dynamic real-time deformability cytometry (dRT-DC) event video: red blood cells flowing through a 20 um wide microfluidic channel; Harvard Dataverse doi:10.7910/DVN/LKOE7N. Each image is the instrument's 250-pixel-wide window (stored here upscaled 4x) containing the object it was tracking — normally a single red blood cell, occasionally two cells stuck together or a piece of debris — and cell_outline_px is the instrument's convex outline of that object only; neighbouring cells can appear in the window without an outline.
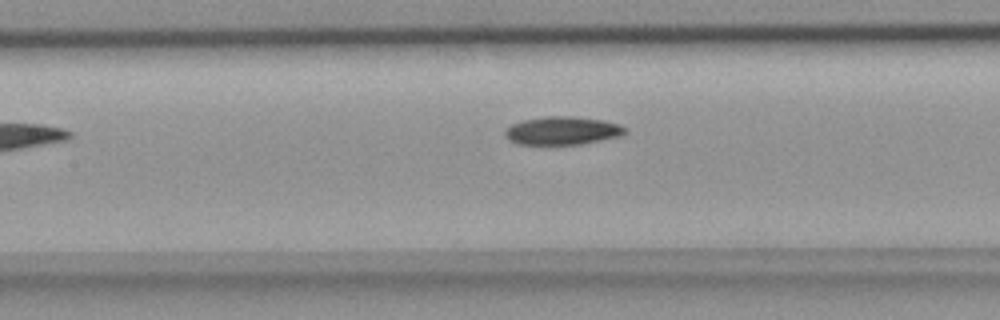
{"species": "common noctule bat (a hibernating species)", "species_latin": "Nyctalus noctula", "temperature_condition": "room temperature", "stored_images_in_passage": 30, "camera_frame_rate_fps": 3000, "um_per_image_px": 0.085, "animal": {"sex": "female", "body_mass_g": 18.4}, "frame": {"image": 1, "passage_image": 8, "time_ms": 2.333, "image_size_px": [1000, 320], "cell_outline_px": [[628, 132], [620, 136], [580, 144], [516, 144], [508, 140], [504, 136], [504, 132], [512, 124], [520, 120], [544, 116], [572, 116], [604, 120], [620, 124], [628, 128]], "centroid_in_image_um": [47.81, 11.09], "position_along_channel_um": 159.6, "area_um2": 19.94}}
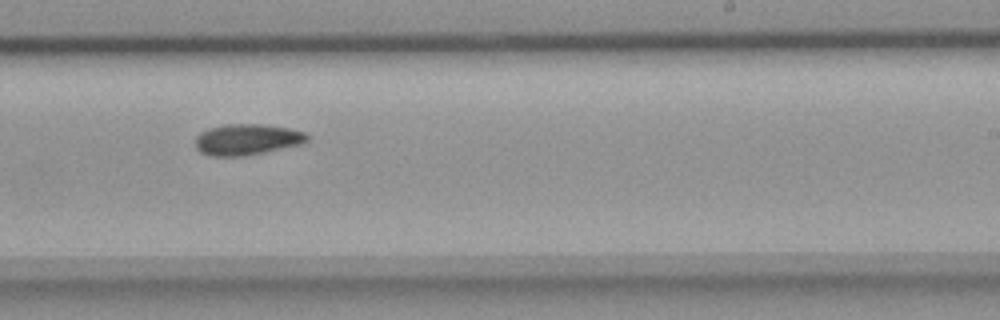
{"frame": {"image": 2, "passage_image": 16, "time_ms": 5.0, "image_size_px": [1000, 320], "cell_outline_px": [[308, 140], [300, 144], [248, 156], [212, 156], [200, 152], [196, 148], [196, 136], [200, 132], [208, 128], [228, 124], [260, 124], [288, 128], [304, 132], [308, 136]], "centroid_in_image_um": [20.97, 11.86], "position_along_channel_um": 268.0, "area_um2": 20.17}}
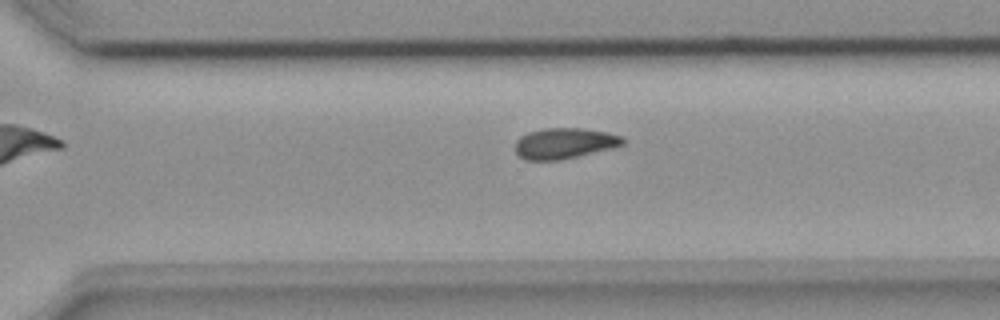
{"frame": {"image": 3, "passage_image": 20, "time_ms": 6.333, "image_size_px": [1000, 320], "cell_outline_px": [[624, 144], [612, 148], [560, 160], [524, 160], [516, 156], [516, 140], [520, 136], [528, 132], [544, 128], [584, 128], [608, 132], [624, 136]], "centroid_in_image_um": [47.96, 12.18], "position_along_channel_um": 322.6, "area_um2": 19.48}}